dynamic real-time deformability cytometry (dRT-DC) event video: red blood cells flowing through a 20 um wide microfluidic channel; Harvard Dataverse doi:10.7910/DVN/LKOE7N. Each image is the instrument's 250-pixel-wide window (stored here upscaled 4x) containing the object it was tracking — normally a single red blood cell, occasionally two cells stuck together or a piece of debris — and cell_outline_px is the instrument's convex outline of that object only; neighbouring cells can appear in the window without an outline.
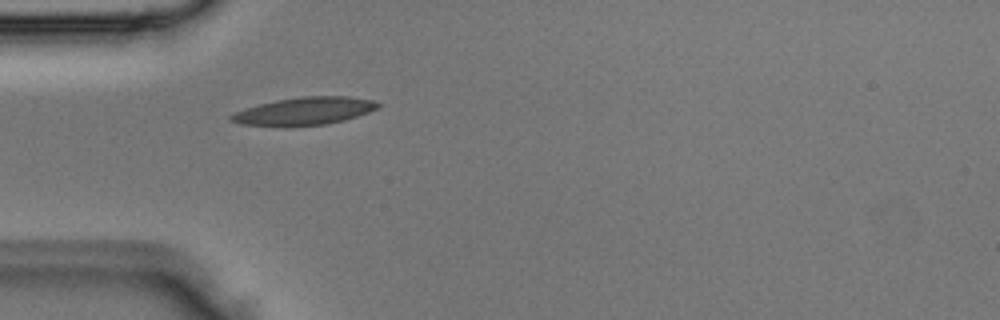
{"species": "Egyptian fruit bat (a non-hibernating species)", "species_latin": "Rousettus aegyptiacus", "temperature_condition": "room temperature", "stored_images_in_passage": 1, "camera_frame_rate_fps": 3000, "um_per_image_px": 0.085, "animal": {"sex": "male"}, "frame": {"image": 1, "passage_image": 1, "time_ms": 0.0, "image_size_px": [1000, 320], "cell_outline_px": [[380, 108], [344, 120], [324, 124], [288, 128], [284, 128], [240, 124], [228, 120], [228, 116], [236, 112], [260, 104], [276, 100], [300, 96], [348, 96], [372, 100], [380, 104]], "centroid_in_image_um": [25.83, 9.47], "position_along_channel_um": 59.2, "area_um2": 24.1}}